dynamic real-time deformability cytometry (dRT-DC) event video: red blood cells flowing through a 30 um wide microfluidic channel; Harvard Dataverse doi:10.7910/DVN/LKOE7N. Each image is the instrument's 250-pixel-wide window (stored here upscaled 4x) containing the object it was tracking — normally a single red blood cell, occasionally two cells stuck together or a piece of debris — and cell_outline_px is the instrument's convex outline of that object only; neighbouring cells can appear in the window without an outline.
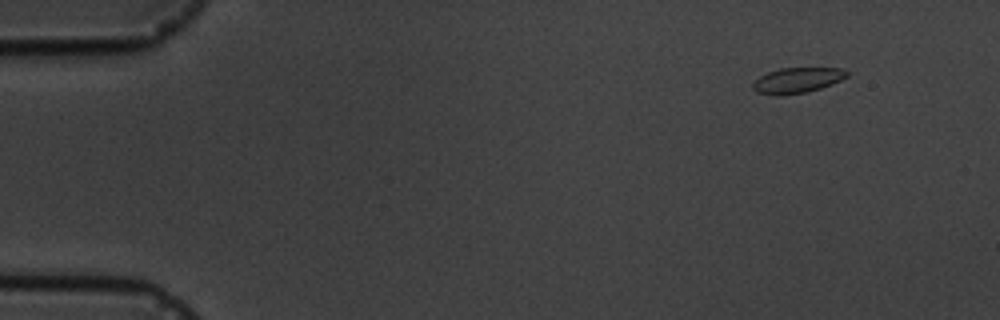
{"species": "common noctule bat (a hibernating species)", "species_latin": "Nyctalus noctula", "temperature_condition": "cold", "stored_images_in_passage": 7, "camera_frame_rate_fps": 3000, "um_per_image_px": 0.085, "animal": {"sex": "male", "body_mass_g": 19.5, "forearm_length_mm": 54.6}, "frame": {"image": 1, "passage_image": 1, "time_ms": 0.0, "image_size_px": [1000, 320], "cell_outline_px": [[848, 76], [832, 84], [820, 88], [804, 92], [780, 96], [776, 96], [756, 92], [752, 88], [752, 84], [760, 76], [768, 72], [780, 68], [844, 68], [848, 72]], "centroid_in_image_um": [67.75, 6.82], "position_along_channel_um": 17.3, "area_um2": 13.93}}
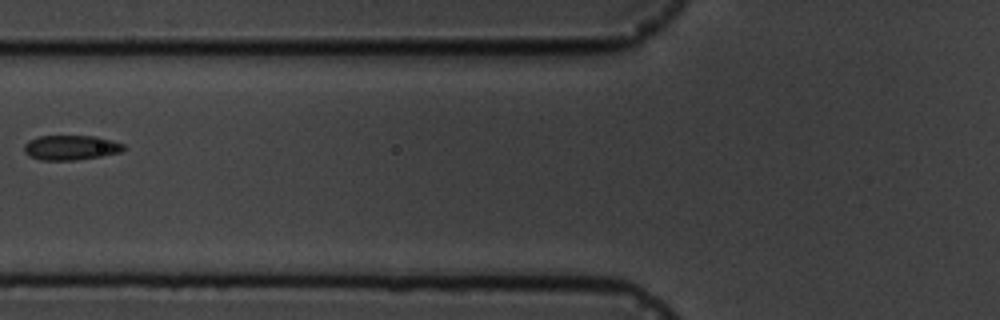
{"frame": {"image": 2, "passage_image": 6, "time_ms": 5.667, "image_size_px": [1000, 320], "cell_outline_px": [[124, 148], [120, 152], [100, 156], [76, 160], [40, 160], [28, 156], [24, 152], [24, 144], [28, 140], [40, 136], [96, 136], [112, 140], [124, 144]], "centroid_in_image_um": [5.98, 12.54], "position_along_channel_um": 119.8, "area_um2": 14.39}}
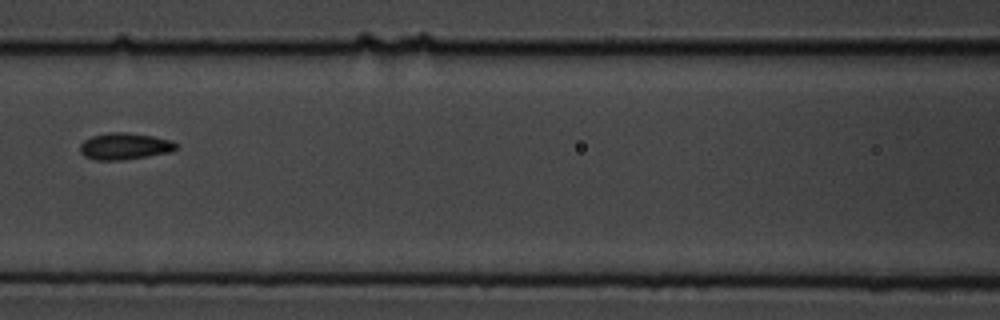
{"frame": {"image": 3, "passage_image": 7, "time_ms": 6.667, "image_size_px": [1000, 320], "cell_outline_px": [[176, 148], [168, 152], [148, 156], [120, 160], [96, 160], [84, 156], [80, 152], [80, 144], [84, 140], [92, 136], [108, 132], [124, 132], [152, 136], [168, 140], [176, 144]], "centroid_in_image_um": [10.52, 12.43], "position_along_channel_um": 156.1, "area_um2": 14.68}}